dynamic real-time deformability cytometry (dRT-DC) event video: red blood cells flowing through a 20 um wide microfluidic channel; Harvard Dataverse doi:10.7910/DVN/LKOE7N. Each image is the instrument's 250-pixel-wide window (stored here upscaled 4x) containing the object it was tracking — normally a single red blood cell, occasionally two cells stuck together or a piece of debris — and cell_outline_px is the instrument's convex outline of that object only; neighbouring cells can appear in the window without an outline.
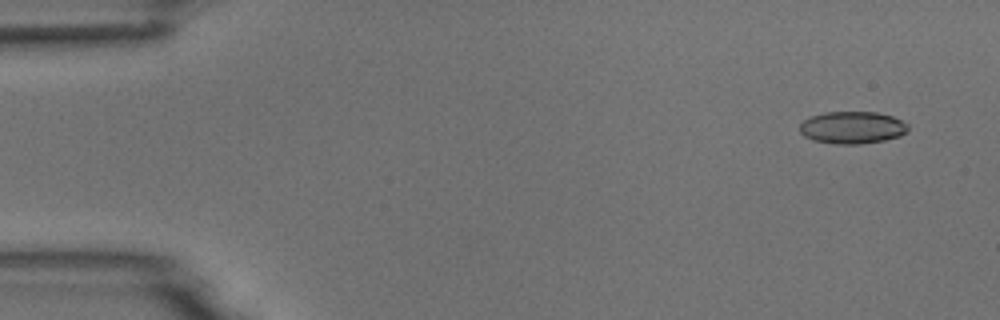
{"species": "common noctule bat (a hibernating species)", "species_latin": "Nyctalus noctula", "temperature_condition": "room temperature", "stored_images_in_passage": 55, "camera_frame_rate_fps": 3000, "um_per_image_px": 0.085, "animal": {"sex": "male", "body_mass_g": 18.8}, "frame": {"image": 1, "passage_image": 4, "time_ms": 1.0, "image_size_px": [1000, 320], "cell_outline_px": [[908, 128], [900, 136], [884, 140], [860, 144], [836, 144], [812, 140], [804, 136], [800, 132], [800, 124], [804, 120], [812, 116], [824, 112], [876, 112], [892, 116], [908, 124]], "centroid_in_image_um": [72.42, 10.84], "position_along_channel_um": 12.6, "area_um2": 20.29}}
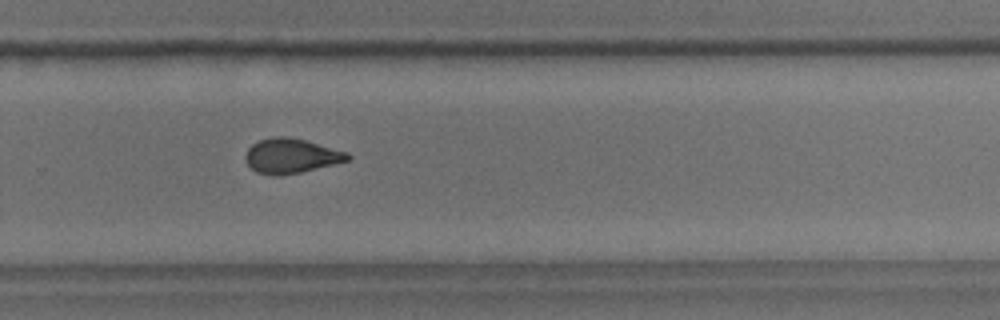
{"frame": {"image": 2, "passage_image": 37, "time_ms": 12.0, "image_size_px": [1000, 320], "cell_outline_px": [[352, 156], [348, 160], [300, 172], [276, 176], [256, 172], [244, 160], [244, 156], [248, 148], [252, 144], [260, 140], [276, 136], [284, 136], [304, 140], [348, 152]], "centroid_in_image_um": [24.71, 13.25], "position_along_channel_um": 305.1, "area_um2": 20.4}}
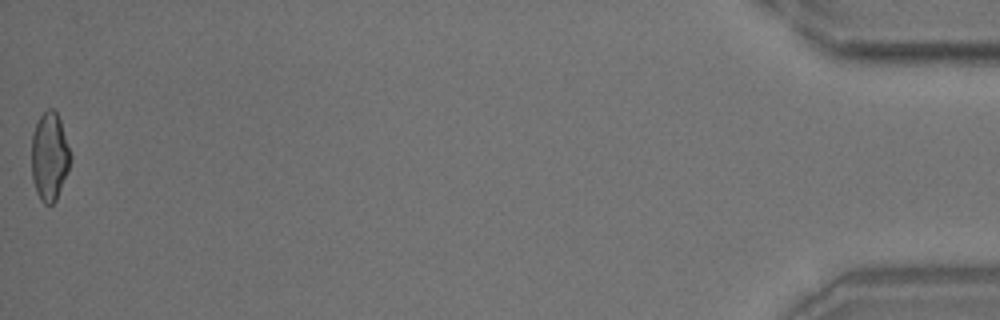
{"frame": {"image": 3, "passage_image": 55, "time_ms": 18.0, "image_size_px": [1000, 320], "cell_outline_px": [[72, 160], [56, 200], [52, 204], [44, 204], [40, 200], [36, 192], [32, 180], [32, 132], [40, 116], [48, 108], [52, 108], [56, 112], [60, 120], [72, 156]], "centroid_in_image_um": [4.21, 13.32], "position_along_channel_um": 431.0, "area_um2": 20.06}, "authors_computed_cell_mechanics": {"area_um2": 20.519, "velocity_mm_per_s": 3.711, "shape_relaxation_time_tau1_ms": 5.8337, "shape_relaxation_time_tau2_ms": 1.8795, "deformation_change_tau1": 0.1328, "deformation_change_tau2": 0.0747}}